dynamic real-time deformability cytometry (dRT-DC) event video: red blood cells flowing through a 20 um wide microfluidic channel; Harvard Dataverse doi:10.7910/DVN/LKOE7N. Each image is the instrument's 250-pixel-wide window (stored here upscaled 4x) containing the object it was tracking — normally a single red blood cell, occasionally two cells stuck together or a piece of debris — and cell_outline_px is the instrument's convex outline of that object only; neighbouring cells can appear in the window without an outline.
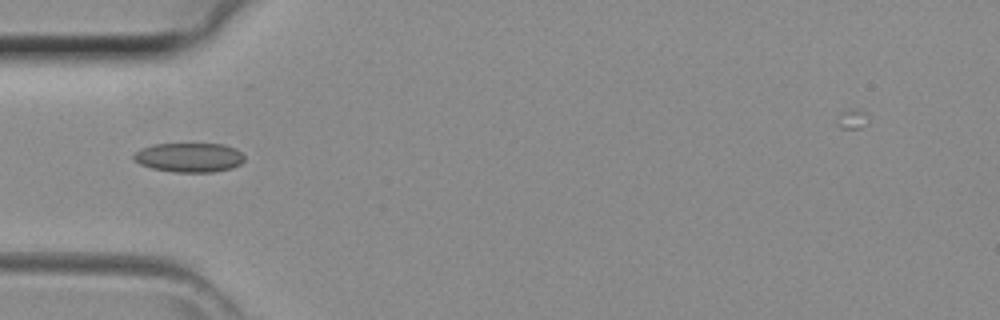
{"species": "common noctule bat (a hibernating species)", "species_latin": "Nyctalus noctula", "temperature_condition": "room temperature", "stored_images_in_passage": 36, "camera_frame_rate_fps": 3000, "um_per_image_px": 0.085, "animal": {"sex": "female", "body_mass_g": 29.2, "forearm_length_mm": 56.3}, "frame": {"image": 1, "passage_image": 7, "time_ms": 2.0, "image_size_px": [1000, 320], "cell_outline_px": [[244, 160], [240, 164], [232, 168], [212, 172], [176, 172], [152, 168], [140, 164], [132, 160], [132, 156], [136, 152], [144, 148], [156, 144], [224, 144], [236, 148], [244, 156]], "centroid_in_image_um": [16.1, 13.38], "position_along_channel_um": 68.9, "area_um2": 18.84}}
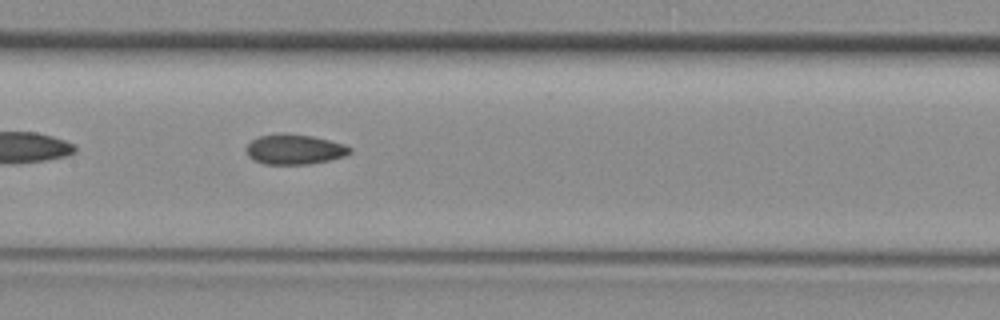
{"frame": {"image": 2, "passage_image": 14, "time_ms": 4.333, "image_size_px": [1000, 320], "cell_outline_px": [[352, 152], [344, 156], [328, 160], [308, 164], [264, 164], [252, 160], [248, 156], [248, 144], [252, 140], [260, 136], [312, 136], [344, 144], [352, 148]], "centroid_in_image_um": [25.07, 12.74], "position_along_channel_um": 182.3, "area_um2": 17.34}}
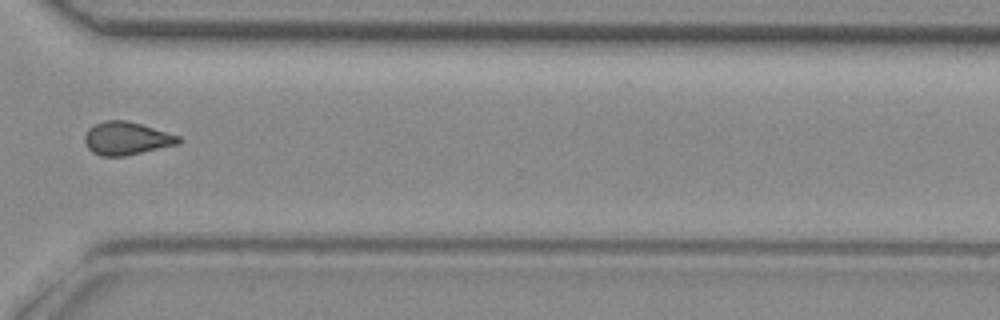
{"frame": {"image": 3, "passage_image": 25, "time_ms": 8.0, "image_size_px": [1000, 320], "cell_outline_px": [[184, 140], [180, 144], [124, 156], [100, 156], [92, 152], [88, 148], [84, 140], [84, 136], [88, 128], [104, 120], [128, 120], [180, 136]], "centroid_in_image_um": [10.77, 11.76], "position_along_channel_um": 359.8, "area_um2": 18.21}}